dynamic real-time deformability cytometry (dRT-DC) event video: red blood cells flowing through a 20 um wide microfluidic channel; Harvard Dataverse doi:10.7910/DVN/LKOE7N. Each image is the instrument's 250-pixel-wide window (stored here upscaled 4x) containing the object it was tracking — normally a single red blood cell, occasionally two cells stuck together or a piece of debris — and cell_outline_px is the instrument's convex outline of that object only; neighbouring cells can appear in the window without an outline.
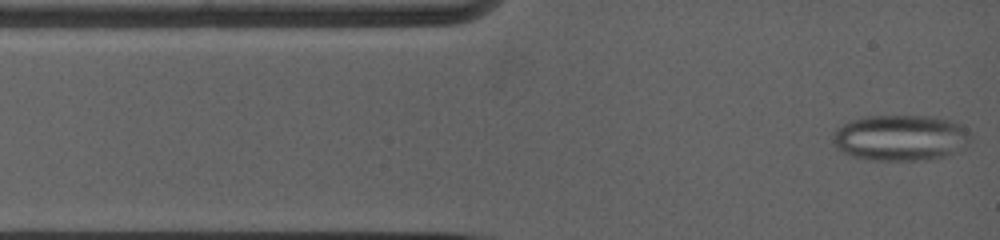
{"species": "common noctule bat (a hibernating species)", "species_latin": "Nyctalus noctula", "temperature_condition": "warm", "stored_images_in_passage": 51, "camera_frame_rate_fps": 5000, "um_per_image_px": 0.085, "animal": {"sex": "female", "body_mass_g": 19.0, "forearm_length_mm": 53.3}, "frame": {"image": 1, "passage_image": 1, "time_ms": 0.0, "image_size_px": [1000, 240], "cell_outline_px": [[972, 140], [964, 148], [948, 156], [924, 160], [868, 160], [852, 156], [836, 148], [832, 144], [832, 132], [836, 128], [852, 120], [868, 116], [936, 116], [952, 120], [960, 124], [972, 136]], "centroid_in_image_um": [76.56, 11.71], "position_along_channel_um": 8.4, "area_um2": 37.4}}
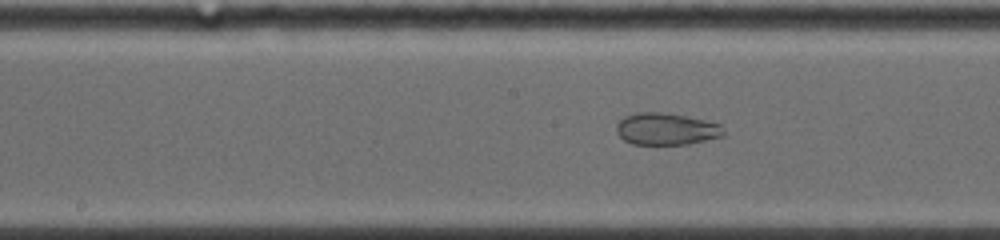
{"frame": {"image": 2, "passage_image": 21, "time_ms": 5.8, "image_size_px": [1000, 240], "cell_outline_px": [[724, 136], [688, 144], [632, 144], [624, 140], [616, 132], [616, 124], [624, 116], [636, 112], [660, 112], [684, 116], [704, 120], [720, 124], [724, 132]], "centroid_in_image_um": [56.6, 10.96], "position_along_channel_um": 191.6, "area_um2": 19.88}}
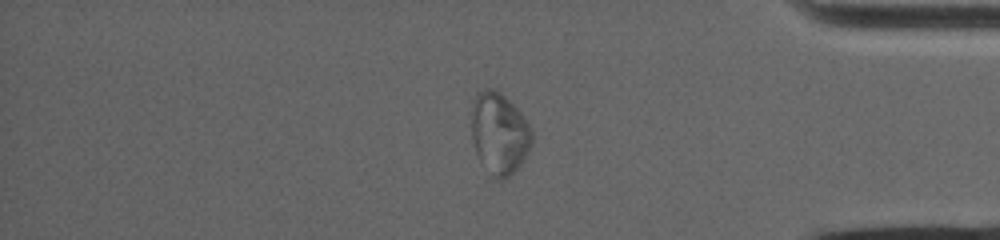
{"frame": {"image": 3, "passage_image": 39, "time_ms": 11.6, "image_size_px": [1000, 240], "cell_outline_px": [[532, 144], [528, 152], [520, 164], [504, 180], [496, 180], [492, 176], [480, 160], [476, 152], [472, 140], [468, 116], [472, 100], [476, 92], [484, 88], [496, 88], [520, 112], [532, 128]], "centroid_in_image_um": [42.38, 11.28], "position_along_channel_um": 392.8, "area_um2": 29.36}}